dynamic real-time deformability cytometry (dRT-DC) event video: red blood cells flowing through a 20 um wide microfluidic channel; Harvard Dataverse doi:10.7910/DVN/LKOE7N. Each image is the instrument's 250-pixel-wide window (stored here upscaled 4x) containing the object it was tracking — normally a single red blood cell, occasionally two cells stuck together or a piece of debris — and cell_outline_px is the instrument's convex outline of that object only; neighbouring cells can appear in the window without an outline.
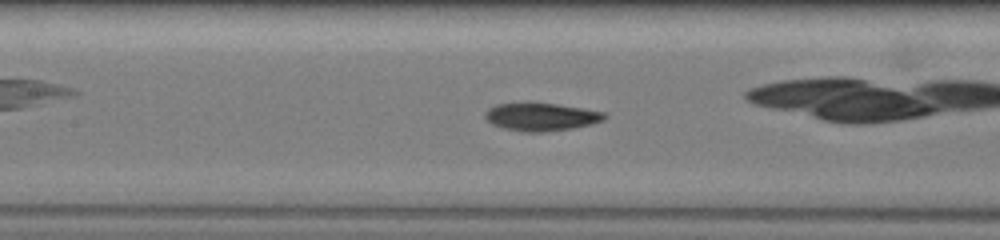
{"species": "common noctule bat (a hibernating species)", "species_latin": "Nyctalus noctula", "temperature_condition": "warm", "stored_images_in_passage": 48, "camera_frame_rate_fps": 3000, "um_per_image_px": 0.085, "animal": {"sex": "female", "body_mass_g": 19.5, "forearm_length_mm": 54.1}, "frame": {"image": 1, "passage_image": 27, "time_ms": 3.0, "image_size_px": [1000, 240], "cell_outline_px": [[608, 116], [604, 120], [592, 124], [572, 128], [544, 132], [520, 132], [504, 128], [492, 124], [484, 116], [484, 112], [488, 108], [496, 104], [556, 104], [604, 112]], "centroid_in_image_um": [46.0, 9.95], "position_along_channel_um": 161.4, "area_um2": 19.13}}